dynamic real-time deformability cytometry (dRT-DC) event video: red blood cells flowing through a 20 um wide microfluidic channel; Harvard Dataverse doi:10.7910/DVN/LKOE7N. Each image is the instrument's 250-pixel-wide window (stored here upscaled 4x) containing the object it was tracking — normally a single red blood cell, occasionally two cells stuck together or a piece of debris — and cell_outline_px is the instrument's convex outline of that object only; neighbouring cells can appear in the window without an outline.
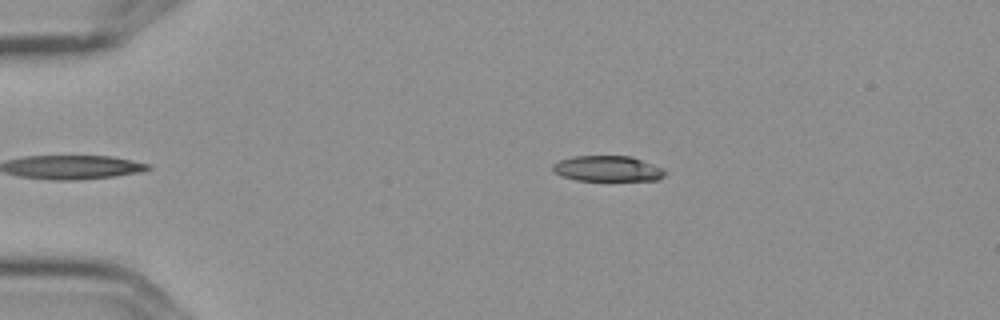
{"species": "Egyptian fruit bat (a non-hibernating species)", "species_latin": "Rousettus aegyptiacus", "temperature_condition": "cold", "stored_images_in_passage": 3, "camera_frame_rate_fps": 3000, "um_per_image_px": 0.085, "frame": {"image": 1, "passage_image": 3, "time_ms": 0.667, "image_size_px": [1000, 320], "cell_outline_px": [[664, 176], [656, 180], [576, 180], [552, 172], [552, 164], [560, 160], [572, 156], [632, 156], [664, 168]], "centroid_in_image_um": [51.63, 14.32], "position_along_channel_um": 33.4, "area_um2": 16.7}}